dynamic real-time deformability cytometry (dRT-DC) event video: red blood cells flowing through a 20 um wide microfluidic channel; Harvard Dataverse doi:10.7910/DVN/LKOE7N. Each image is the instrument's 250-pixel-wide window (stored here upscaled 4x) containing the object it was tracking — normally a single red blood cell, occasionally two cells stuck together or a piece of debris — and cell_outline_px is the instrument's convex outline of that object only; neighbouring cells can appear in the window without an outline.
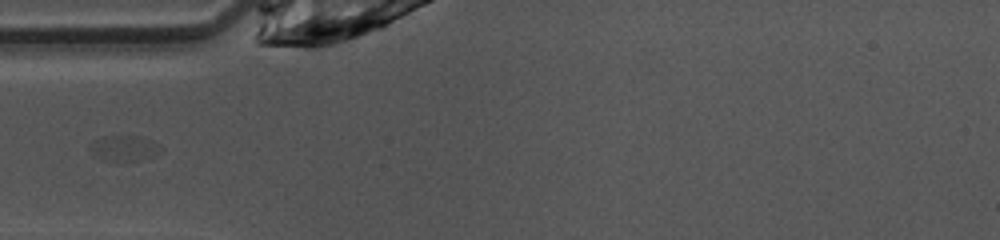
{"species": "common noctule bat (a hibernating species)", "species_latin": "Nyctalus noctula", "temperature_condition": "warm", "stored_images_in_passage": 21, "camera_frame_rate_fps": 3000, "um_per_image_px": 0.085, "animal": {"sex": "female", "body_mass_g": 10.0, "forearm_length_mm": 53.1}, "frame": {"image": 1, "passage_image": 1, "time_ms": 0.0, "image_size_px": [1000, 240], "cell_outline_px": [[164, 152], [140, 160], [108, 160], [92, 156], [88, 148], [96, 140], [104, 136], [136, 136], [152, 140]], "centroid_in_image_um": [10.54, 12.6], "position_along_channel_um": 74.5, "area_um2": 10.35}}
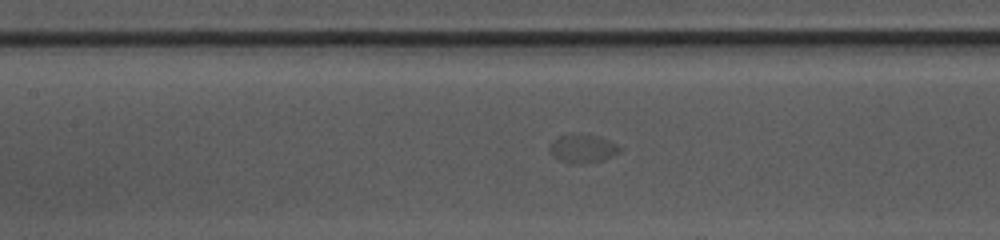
{"frame": {"image": 2, "passage_image": 7, "time_ms": 2.0, "image_size_px": [1000, 240], "cell_outline_px": [[624, 148], [620, 152], [612, 156], [600, 160], [584, 164], [576, 164], [560, 160], [548, 148], [552, 140], [560, 136], [596, 136], [608, 140]], "centroid_in_image_um": [49.57, 12.66], "position_along_channel_um": 157.8, "area_um2": 11.1}}
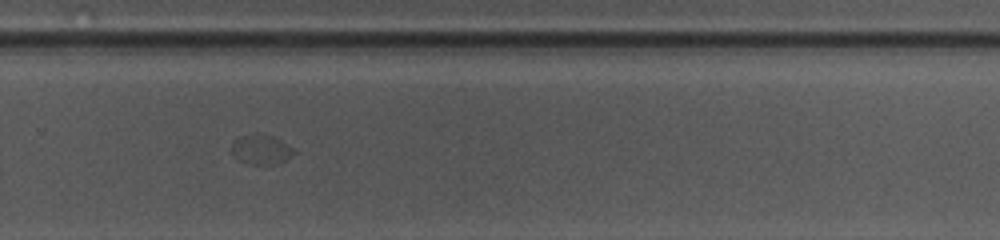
{"frame": {"image": 3, "passage_image": 18, "time_ms": 5.667, "image_size_px": [1000, 240], "cell_outline_px": [[296, 152], [284, 160], [272, 164], [252, 164], [240, 160], [232, 156], [228, 152], [232, 144], [240, 136], [256, 132], [272, 136], [292, 148]], "centroid_in_image_um": [22.11, 12.69], "position_along_channel_um": 307.7, "area_um2": 10.69}}